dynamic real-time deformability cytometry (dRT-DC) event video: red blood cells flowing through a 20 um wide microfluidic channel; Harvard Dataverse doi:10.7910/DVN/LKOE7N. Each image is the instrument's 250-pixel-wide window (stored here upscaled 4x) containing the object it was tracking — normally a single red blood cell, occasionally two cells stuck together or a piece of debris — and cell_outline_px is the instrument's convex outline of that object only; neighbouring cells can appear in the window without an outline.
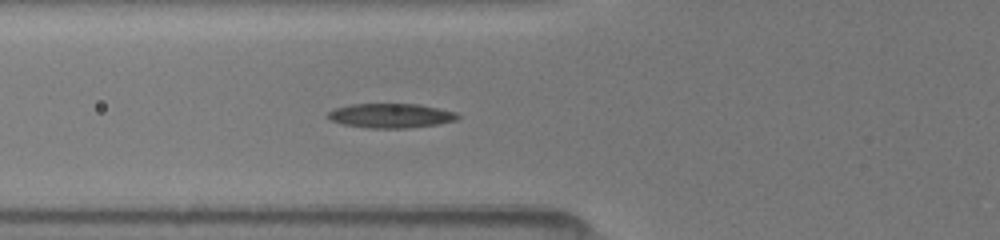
{"species": "common noctule bat (a hibernating species)", "species_latin": "Nyctalus noctula", "temperature_condition": "room temperature", "stored_images_in_passage": 3, "camera_frame_rate_fps": 3000, "um_per_image_px": 0.085, "animal": {"sex": "female", "body_mass_g": 19.5, "forearm_length_mm": 54.1}, "frame": {"image": 1, "passage_image": 3, "time_ms": 1.0, "image_size_px": [1000, 240], "cell_outline_px": [[460, 116], [456, 120], [436, 124], [408, 128], [368, 128], [344, 124], [332, 120], [324, 116], [328, 112], [336, 108], [352, 104], [420, 104], [456, 112]], "centroid_in_image_um": [33.21, 9.83], "position_along_channel_um": 92.6, "area_um2": 18.38}}